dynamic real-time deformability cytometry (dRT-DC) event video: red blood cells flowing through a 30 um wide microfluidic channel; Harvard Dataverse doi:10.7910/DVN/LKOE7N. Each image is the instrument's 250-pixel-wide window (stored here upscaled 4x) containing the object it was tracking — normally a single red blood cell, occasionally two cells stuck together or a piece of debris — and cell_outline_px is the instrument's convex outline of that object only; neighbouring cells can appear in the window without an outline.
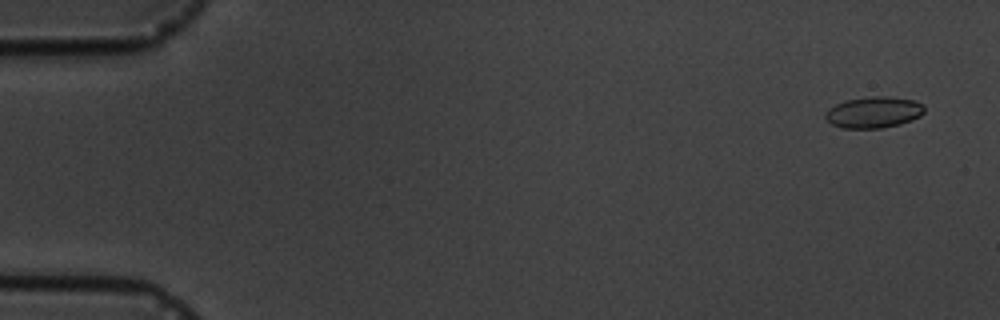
{"species": "common noctule bat (a hibernating species)", "species_latin": "Nyctalus noctula", "temperature_condition": "cold", "stored_images_in_passage": 16, "camera_frame_rate_fps": 3000, "um_per_image_px": 0.085, "animal": {"sex": "male", "body_mass_g": 19.5, "forearm_length_mm": 54.6}, "frame": {"image": 1, "passage_image": 1, "time_ms": 0.0, "image_size_px": [1000, 320], "cell_outline_px": [[924, 112], [920, 116], [912, 120], [900, 124], [880, 128], [840, 128], [832, 124], [824, 116], [824, 112], [828, 108], [844, 100], [872, 96], [884, 96], [916, 100], [924, 104]], "centroid_in_image_um": [74.26, 9.54], "position_along_channel_um": 10.7, "area_um2": 18.21}}
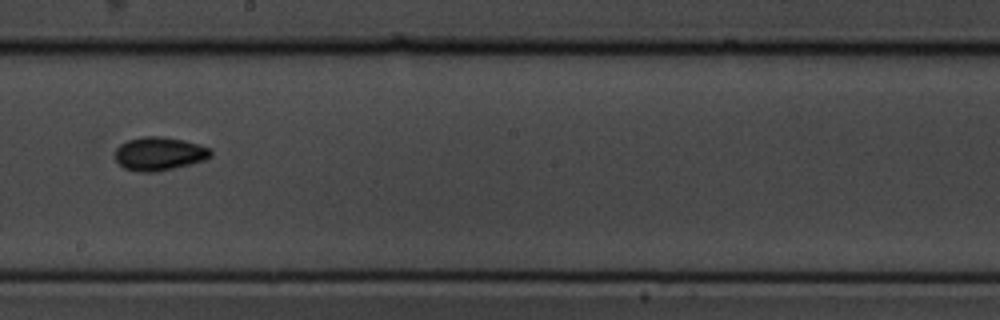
{"frame": {"image": 2, "passage_image": 9, "time_ms": 10.0, "image_size_px": [1000, 320], "cell_outline_px": [[212, 156], [204, 160], [156, 172], [140, 172], [124, 168], [116, 160], [116, 148], [120, 144], [128, 140], [144, 136], [160, 136], [184, 140], [208, 148], [212, 152]], "centroid_in_image_um": [13.51, 13.06], "position_along_channel_um": 234.7, "area_um2": 18.38}}
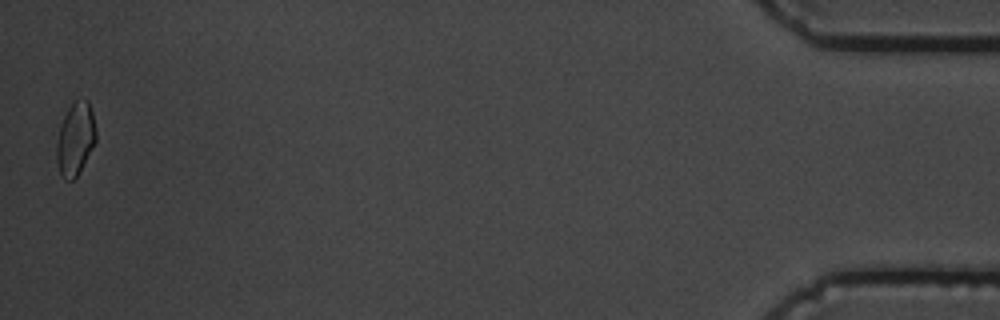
{"frame": {"image": 3, "passage_image": 16, "time_ms": 18.0, "image_size_px": [1000, 320], "cell_outline_px": [[96, 140], [80, 172], [72, 180], [64, 180], [60, 176], [56, 160], [56, 144], [60, 128], [64, 116], [68, 108], [76, 100], [88, 100], [92, 112], [96, 128]], "centroid_in_image_um": [6.4, 11.85], "position_along_channel_um": 428.8, "area_um2": 16.7}, "authors_computed_cell_mechanics": {"area_um2": 17.2244, "velocity_mm_per_s": 3.5422, "shape_relaxation_time_tau1_ms": 7.2117, "shape_relaxation_time_tau2_ms": 6.3934, "deformation_change_tau1": 0.0948, "deformation_change_tau2": 0.0636}}